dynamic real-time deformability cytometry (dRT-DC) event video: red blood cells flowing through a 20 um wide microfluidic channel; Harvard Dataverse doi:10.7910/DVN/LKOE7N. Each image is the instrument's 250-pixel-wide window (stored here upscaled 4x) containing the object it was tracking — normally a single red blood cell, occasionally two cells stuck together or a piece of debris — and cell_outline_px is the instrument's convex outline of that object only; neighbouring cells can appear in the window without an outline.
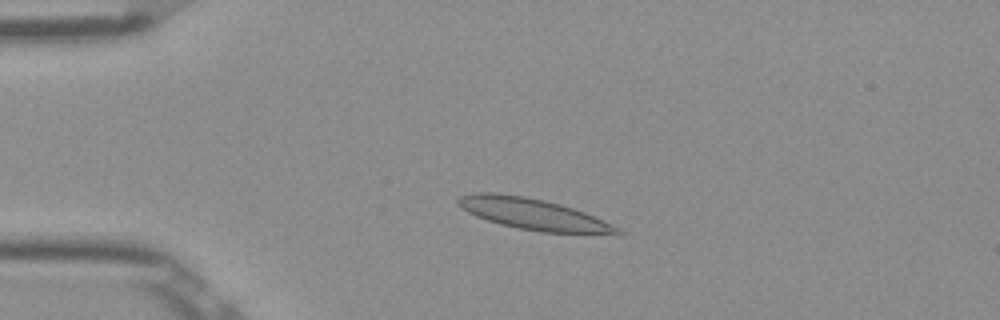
{"species": "Egyptian fruit bat (a non-hibernating species)", "species_latin": "Rousettus aegyptiacus", "temperature_condition": "room temperature", "stored_images_in_passage": 44, "camera_frame_rate_fps": 3000, "um_per_image_px": 0.085, "frame": {"image": 1, "passage_image": 11, "time_ms": 3.333, "image_size_px": [1000, 320], "cell_outline_px": [[624, 232], [620, 236], [540, 232], [500, 224], [476, 216], [460, 208], [456, 204], [456, 200], [460, 196], [476, 192], [496, 192], [524, 196], [544, 200], [560, 204], [584, 212], [612, 224], [620, 228]], "centroid_in_image_um": [45.4, 18.22], "position_along_channel_um": 39.6, "area_um2": 29.54}}
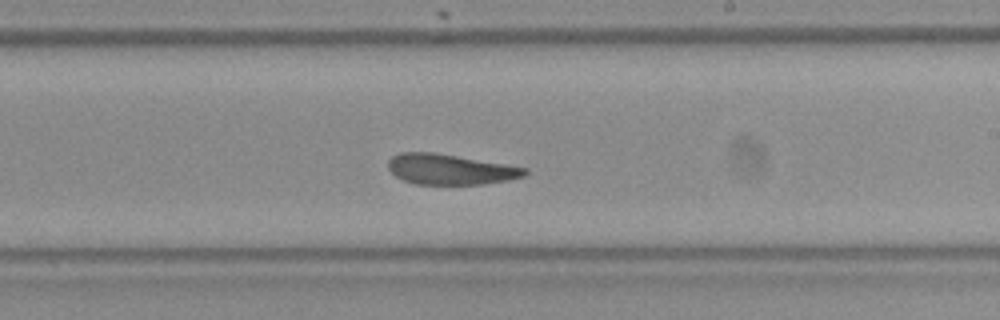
{"frame": {"image": 2, "passage_image": 30, "time_ms": 9.667, "image_size_px": [1000, 320], "cell_outline_px": [[528, 172], [524, 176], [508, 180], [484, 184], [416, 184], [404, 180], [396, 176], [388, 168], [388, 160], [392, 156], [400, 152], [432, 152], [528, 168]], "centroid_in_image_um": [38.25, 14.39], "position_along_channel_um": 250.7, "area_um2": 23.99}}
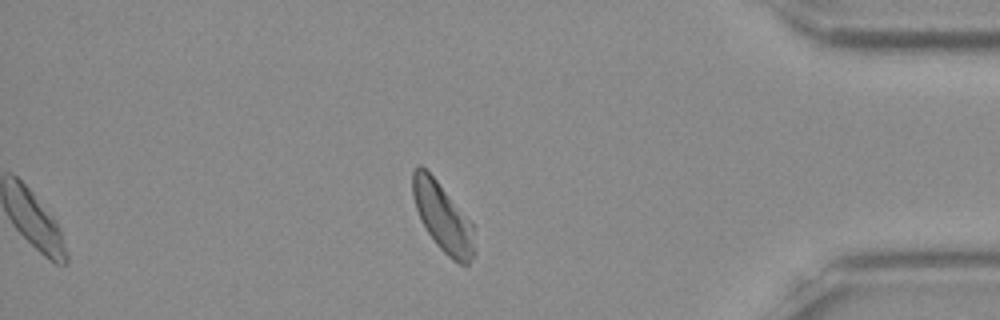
{"frame": {"image": 3, "passage_image": 44, "time_ms": 14.333, "image_size_px": [1000, 320], "cell_outline_px": [[472, 256], [468, 264], [460, 264], [452, 260], [436, 244], [428, 232], [416, 208], [412, 196], [412, 172], [420, 164], [436, 180], [472, 224]], "centroid_in_image_um": [37.58, 18.45], "position_along_channel_um": 397.6, "area_um2": 23.58}, "authors_computed_cell_mechanics": {"area_um2": 25.7499, "velocity_mm_per_s": 3.8459, "shape_relaxation_time_tau1_ms": null, "shape_relaxation_time_tau2_ms": 3.2878, "deformation_change_tau1": null, "deformation_change_tau2": 0.0895}}